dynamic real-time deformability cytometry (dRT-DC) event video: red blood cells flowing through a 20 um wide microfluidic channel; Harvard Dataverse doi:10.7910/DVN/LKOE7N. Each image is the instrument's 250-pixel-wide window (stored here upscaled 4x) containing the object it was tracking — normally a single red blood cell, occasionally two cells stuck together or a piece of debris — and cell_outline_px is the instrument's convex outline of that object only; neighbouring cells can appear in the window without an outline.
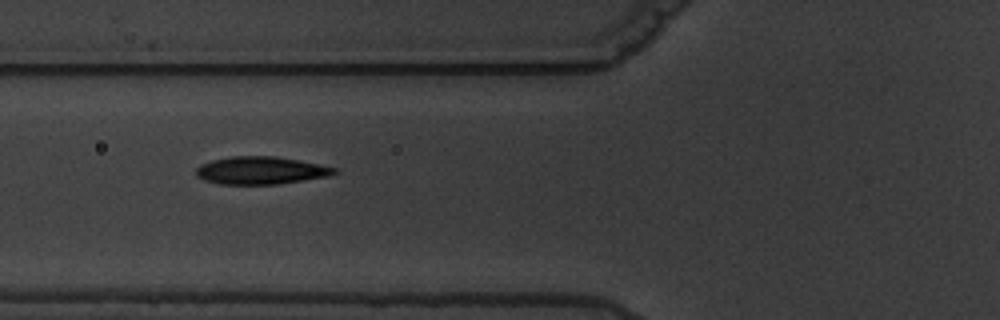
{"species": "common noctule bat (a hibernating species)", "species_latin": "Nyctalus noctula", "temperature_condition": "warm", "stored_images_in_passage": 11, "camera_frame_rate_fps": 3000, "um_per_image_px": 0.085, "animal": {"sex": "male", "body_mass_g": 19.5, "forearm_length_mm": 54.6}, "frame": {"image": 1, "passage_image": 7, "time_ms": 7.0, "image_size_px": [1000, 320], "cell_outline_px": [[340, 172], [328, 176], [276, 184], [220, 184], [204, 180], [196, 176], [196, 168], [200, 164], [212, 160], [232, 156], [276, 156], [320, 164], [336, 168]], "centroid_in_image_um": [22.16, 14.48], "position_along_channel_um": 103.6, "area_um2": 22.25}}